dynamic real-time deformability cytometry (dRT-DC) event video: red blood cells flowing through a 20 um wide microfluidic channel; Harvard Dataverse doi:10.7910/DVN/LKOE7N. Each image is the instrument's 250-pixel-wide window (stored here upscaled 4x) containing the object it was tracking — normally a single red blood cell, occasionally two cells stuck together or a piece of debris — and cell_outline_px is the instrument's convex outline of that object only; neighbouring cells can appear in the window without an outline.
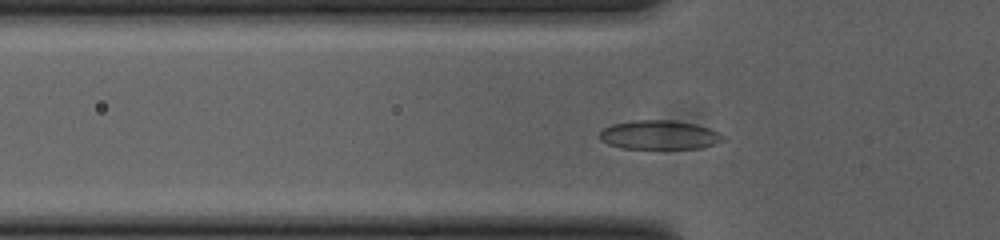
{"species": "common noctule bat (a hibernating species)", "species_latin": "Nyctalus noctula", "temperature_condition": "cold", "stored_images_in_passage": 49, "camera_frame_rate_fps": 3000, "um_per_image_px": 0.085, "animal": {"sex": "female", "body_mass_g": 23.0, "forearm_length_mm": 53.4}, "frame": {"image": 1, "passage_image": 13, "time_ms": 4.0, "image_size_px": [1000, 240], "cell_outline_px": [[728, 140], [716, 144], [700, 148], [624, 148], [608, 144], [600, 140], [600, 132], [604, 128], [612, 124], [632, 120], [672, 120], [696, 124], [720, 132]], "centroid_in_image_um": [56.09, 11.46], "position_along_channel_um": 69.7, "area_um2": 20.98}}
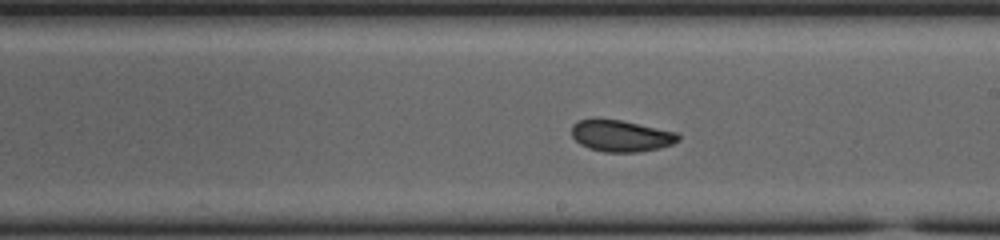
{"frame": {"image": 2, "passage_image": 26, "time_ms": 8.333, "image_size_px": [1000, 240], "cell_outline_px": [[680, 140], [672, 144], [660, 148], [640, 152], [604, 152], [588, 148], [580, 144], [572, 136], [572, 124], [580, 120], [620, 120], [676, 132], [680, 136]], "centroid_in_image_um": [52.81, 11.57], "position_along_channel_um": 236.2, "area_um2": 19.36}}
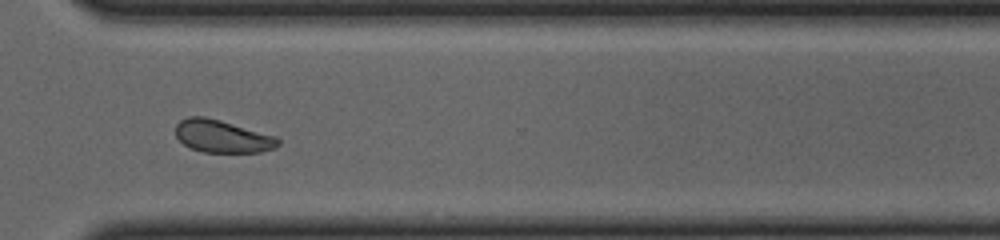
{"frame": {"image": 3, "passage_image": 35, "time_ms": 11.333, "image_size_px": [1000, 240], "cell_outline_px": [[280, 144], [276, 148], [260, 152], [204, 152], [192, 148], [184, 144], [176, 136], [176, 124], [180, 120], [188, 116], [204, 116], [220, 120], [276, 136], [280, 140]], "centroid_in_image_um": [18.91, 11.58], "position_along_channel_um": 351.7, "area_um2": 19.42}, "authors_computed_cell_mechanics": {"area_um2": 20.1144, "velocity_mm_per_s": 3.8361, "shape_relaxation_time_tau1_ms": 6.8976, "shape_relaxation_time_tau2_ms": 1.0523, "deformation_change_tau1": 0.1336, "deformation_change_tau2": 0.0444}}